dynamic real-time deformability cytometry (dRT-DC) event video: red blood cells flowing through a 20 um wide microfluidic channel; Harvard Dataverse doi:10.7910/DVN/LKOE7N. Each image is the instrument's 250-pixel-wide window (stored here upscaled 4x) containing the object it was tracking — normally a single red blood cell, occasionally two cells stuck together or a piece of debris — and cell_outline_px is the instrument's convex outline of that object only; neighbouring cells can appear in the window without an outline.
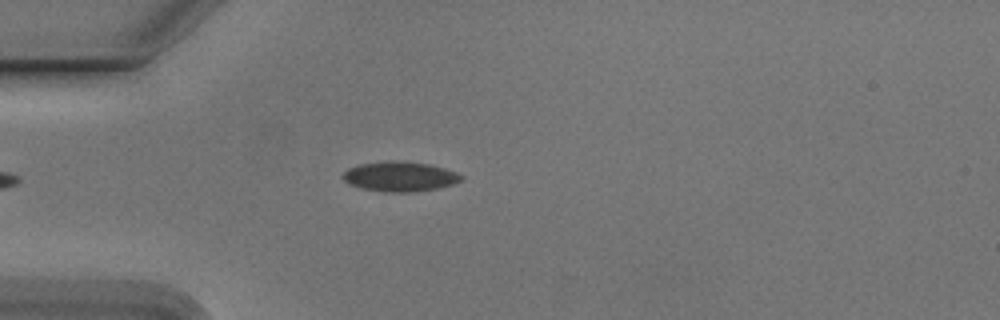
{"species": "Egyptian fruit bat (a non-hibernating species)", "species_latin": "Rousettus aegyptiacus", "temperature_condition": "cold", "stored_images_in_passage": 47, "camera_frame_rate_fps": 3000, "um_per_image_px": 0.085, "animal": {"sex": "male"}, "frame": {"image": 1, "passage_image": 8, "time_ms": 2.333, "image_size_px": [1000, 320], "cell_outline_px": [[464, 176], [460, 180], [452, 184], [436, 188], [412, 192], [388, 192], [364, 188], [352, 184], [344, 180], [344, 172], [348, 168], [360, 164], [392, 160], [428, 164], [444, 168], [456, 172]], "centroid_in_image_um": [34.01, 14.99], "position_along_channel_um": 51.0, "area_um2": 20.11}}
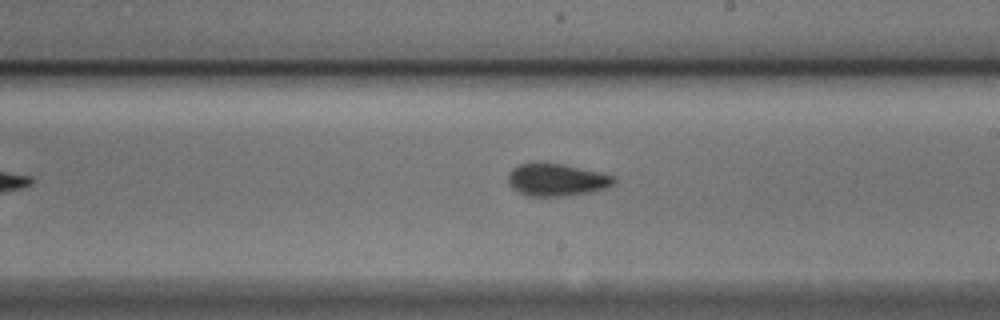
{"frame": {"image": 2, "passage_image": 24, "time_ms": 7.667, "image_size_px": [1000, 320], "cell_outline_px": [[616, 180], [612, 184], [604, 188], [592, 192], [564, 196], [528, 196], [516, 192], [508, 184], [508, 172], [512, 168], [520, 164], [532, 160], [540, 160], [564, 164], [600, 172], [616, 176]], "centroid_in_image_um": [47.25, 15.25], "position_along_channel_um": 241.8, "area_um2": 20.69}}
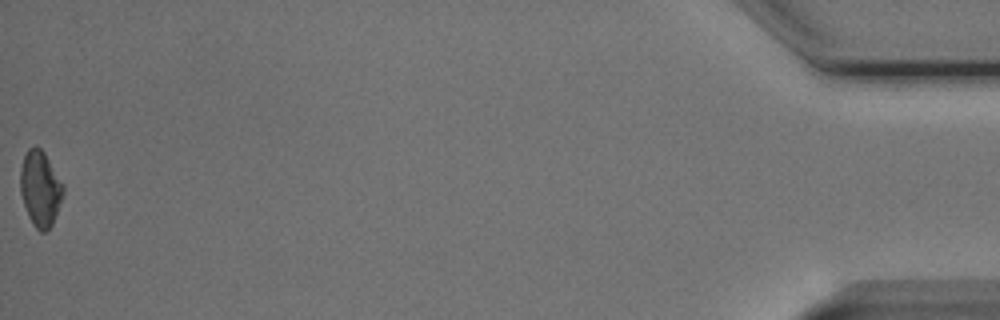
{"frame": {"image": 3, "passage_image": 47, "time_ms": 15.333, "image_size_px": [1000, 320], "cell_outline_px": [[64, 192], [52, 224], [44, 232], [40, 232], [32, 224], [28, 216], [20, 192], [20, 168], [24, 156], [28, 148], [40, 148], [44, 152], [64, 184]], "centroid_in_image_um": [3.42, 16.03], "position_along_channel_um": 431.8, "area_um2": 18.73}, "authors_computed_cell_mechanics": {"area_um2": 19.4786, "velocity_mm_per_s": 3.7938, "shape_relaxation_time_tau1_ms": 2.3266, "shape_relaxation_time_tau2_ms": 1.5668, "deformation_change_tau1": 0.0857, "deformation_change_tau2": 0.0701}}